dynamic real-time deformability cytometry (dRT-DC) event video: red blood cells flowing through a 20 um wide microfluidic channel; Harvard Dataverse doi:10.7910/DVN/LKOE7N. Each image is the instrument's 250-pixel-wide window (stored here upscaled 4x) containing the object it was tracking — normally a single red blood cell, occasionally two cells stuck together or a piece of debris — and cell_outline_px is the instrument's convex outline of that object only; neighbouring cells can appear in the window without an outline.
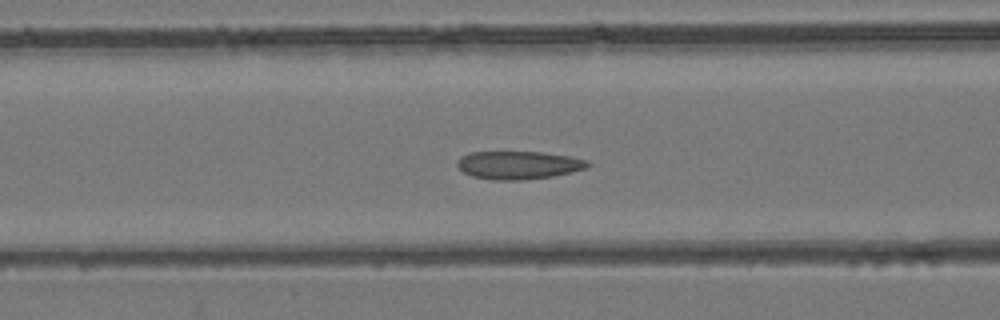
{"species": "common noctule bat (a hibernating species)", "species_latin": "Nyctalus noctula", "temperature_condition": "room temperature", "stored_images_in_passage": 36, "camera_frame_rate_fps": 3000, "um_per_image_px": 0.085, "animal": {"sex": "female", "body_mass_g": 24.6, "forearm_length_mm": 56.2}, "frame": {"image": 1, "passage_image": 7, "time_ms": 2.0, "image_size_px": [1000, 320], "cell_outline_px": [[592, 164], [588, 168], [572, 172], [552, 176], [520, 180], [492, 180], [472, 176], [464, 172], [456, 164], [460, 156], [468, 152], [540, 152], [568, 156], [588, 160]], "centroid_in_image_um": [44.08, 14.03], "position_along_channel_um": 122.5, "area_um2": 21.39}}
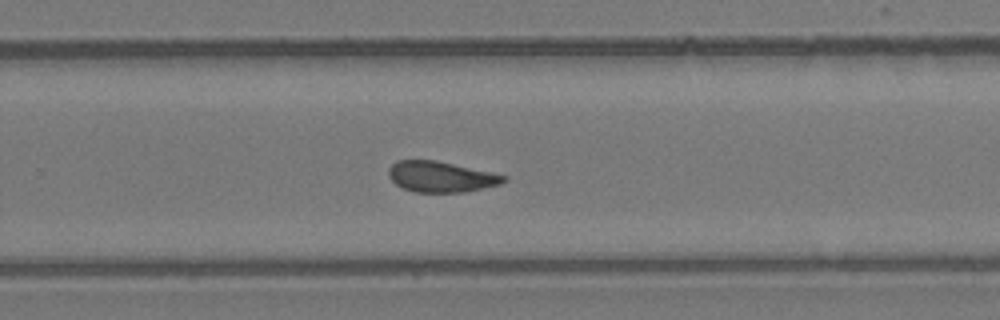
{"frame": {"image": 2, "passage_image": 19, "time_ms": 6.0, "image_size_px": [1000, 320], "cell_outline_px": [[508, 176], [500, 184], [484, 188], [464, 192], [416, 192], [404, 188], [396, 184], [388, 176], [388, 168], [396, 160], [436, 160]], "centroid_in_image_um": [37.45, 15.02], "position_along_channel_um": 292.4, "area_um2": 20.46}}
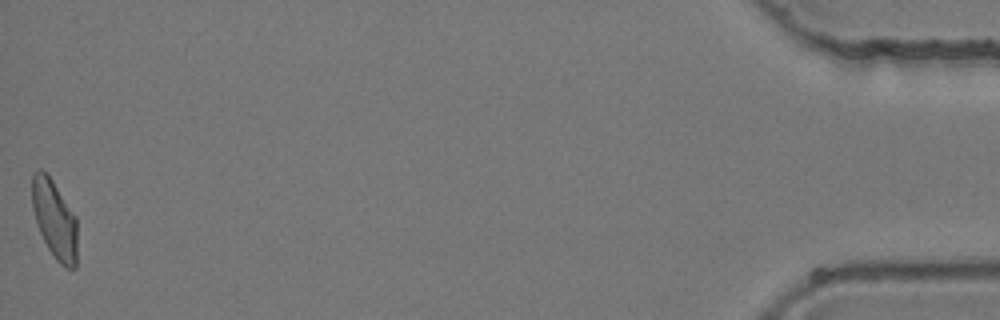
{"frame": {"image": 3, "passage_image": 36, "time_ms": 11.667, "image_size_px": [1000, 320], "cell_outline_px": [[76, 268], [64, 268], [56, 260], [48, 248], [40, 232], [32, 208], [32, 176], [40, 168], [52, 180], [76, 216]], "centroid_in_image_um": [4.64, 18.67], "position_along_channel_um": 430.6, "area_um2": 20.4}}